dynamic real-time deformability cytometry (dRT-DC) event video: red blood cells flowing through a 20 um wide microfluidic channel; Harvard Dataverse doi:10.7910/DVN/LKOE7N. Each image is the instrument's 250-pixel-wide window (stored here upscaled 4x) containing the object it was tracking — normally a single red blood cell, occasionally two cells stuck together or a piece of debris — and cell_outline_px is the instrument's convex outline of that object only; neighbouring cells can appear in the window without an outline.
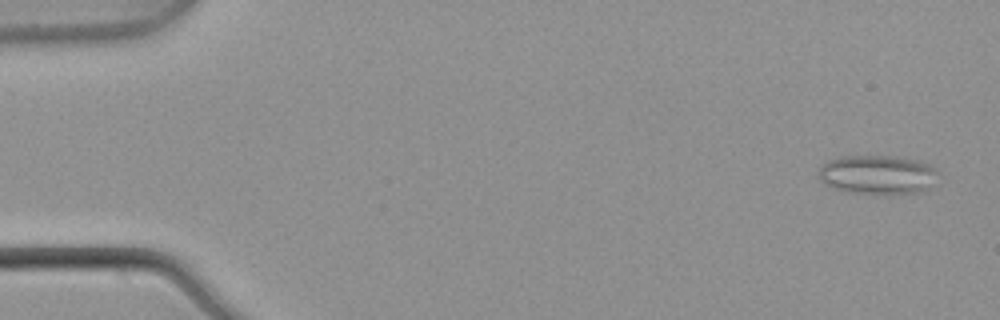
{"species": "common noctule bat (a hibernating species)", "species_latin": "Nyctalus noctula", "temperature_condition": "warm", "stored_images_in_passage": 52, "camera_frame_rate_fps": 3000, "um_per_image_px": 0.085, "animal": {"sex": "male", "body_mass_g": 21.5, "forearm_length_mm": 52.0}, "frame": {"image": 1, "passage_image": 2, "time_ms": 0.333, "image_size_px": [1000, 320], "cell_outline_px": [[940, 172], [932, 188], [924, 192], [888, 196], [884, 196], [844, 192], [832, 188], [824, 184], [820, 180], [816, 172], [828, 160], [844, 156], [892, 156], [912, 160], [928, 164], [936, 168]], "centroid_in_image_um": [74.62, 14.91], "position_along_channel_um": 10.4, "area_um2": 28.32}}
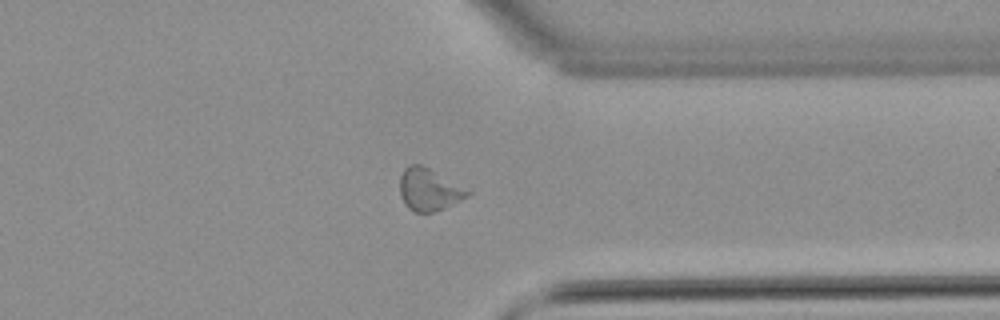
{"frame": {"image": 2, "passage_image": 41, "time_ms": 13.333, "image_size_px": [1000, 320], "cell_outline_px": [[472, 192], [468, 196], [444, 208], [432, 212], [416, 212], [408, 208], [404, 204], [400, 196], [400, 176], [404, 168], [408, 164], [420, 164], [472, 188]], "centroid_in_image_um": [36.51, 16.09], "position_along_channel_um": 374.9, "area_um2": 17.11}}
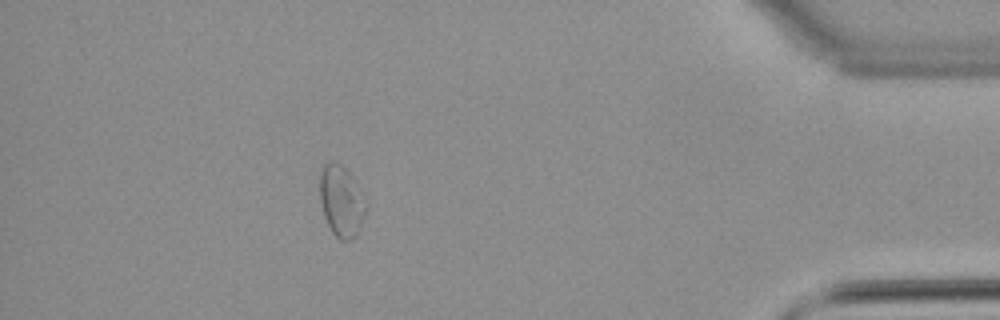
{"frame": {"image": 3, "passage_image": 47, "time_ms": 15.333, "image_size_px": [1000, 320], "cell_outline_px": [[368, 208], [356, 236], [352, 240], [340, 240], [332, 232], [324, 216], [320, 200], [320, 168], [328, 160], [336, 160], [352, 176], [368, 200]], "centroid_in_image_um": [29.04, 17.06], "position_along_channel_um": 406.2, "area_um2": 19.65}, "authors_computed_cell_mechanics": {"area_um2": 17.5423, "velocity_mm_per_s": 3.8754, "shape_relaxation_time_tau1_ms": null, "shape_relaxation_time_tau2_ms": 3.456, "deformation_change_tau1": null, "deformation_change_tau2": 0.0912}}